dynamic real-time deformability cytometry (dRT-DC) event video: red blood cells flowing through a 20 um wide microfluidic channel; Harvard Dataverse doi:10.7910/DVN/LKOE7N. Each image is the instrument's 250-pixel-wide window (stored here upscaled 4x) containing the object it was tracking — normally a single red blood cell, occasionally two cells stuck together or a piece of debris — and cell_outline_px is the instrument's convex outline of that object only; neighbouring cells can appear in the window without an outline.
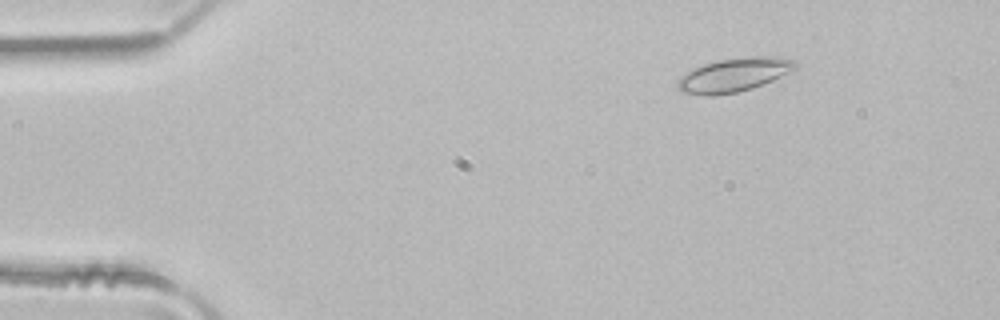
{"species": "common noctule bat (a hibernating species)", "species_latin": "Nyctalus noctula", "temperature_condition": "room temperature", "stored_images_in_passage": 5, "camera_frame_rate_fps": 3000, "um_per_image_px": 0.085, "animal": {"sex": "male", "body_mass_g": 21.5, "forearm_length_mm": 52.0}, "frame": {"image": 1, "passage_image": 2, "time_ms": 0.333, "image_size_px": [1000, 320], "cell_outline_px": [[800, 64], [796, 68], [772, 80], [752, 88], [736, 92], [712, 96], [704, 96], [680, 92], [676, 84], [676, 80], [688, 72], [704, 64], [720, 60], [748, 56], [776, 56], [792, 60]], "centroid_in_image_um": [62.37, 6.37], "position_along_channel_um": 22.6, "area_um2": 23.0}}